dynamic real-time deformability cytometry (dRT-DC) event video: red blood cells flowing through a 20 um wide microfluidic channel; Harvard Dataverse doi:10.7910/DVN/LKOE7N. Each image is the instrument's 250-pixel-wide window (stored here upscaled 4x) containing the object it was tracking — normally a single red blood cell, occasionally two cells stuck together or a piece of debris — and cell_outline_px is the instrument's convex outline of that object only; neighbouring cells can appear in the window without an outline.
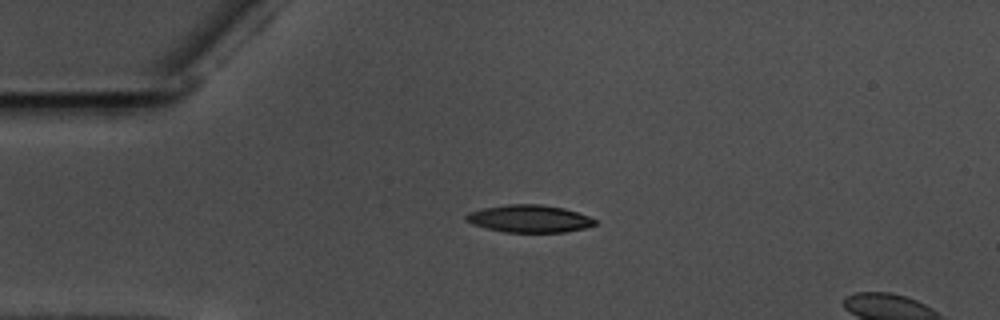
{"species": "common noctule bat (a hibernating species)", "species_latin": "Nyctalus noctula", "temperature_condition": "warm", "stored_images_in_passage": 45, "camera_frame_rate_fps": 3000, "um_per_image_px": 0.085, "animal": {"sex": "male", "body_mass_g": 17.5, "forearm_length_mm": 52.3}, "frame": {"image": 1, "passage_image": 3, "time_ms": 0.667, "image_size_px": [1000, 320], "cell_outline_px": [[596, 224], [584, 228], [564, 232], [504, 232], [472, 224], [464, 220], [464, 216], [468, 212], [484, 208], [508, 204], [540, 204], [564, 208], [588, 216], [596, 220]], "centroid_in_image_um": [44.96, 18.58], "position_along_channel_um": 40.0, "area_um2": 20.52}}
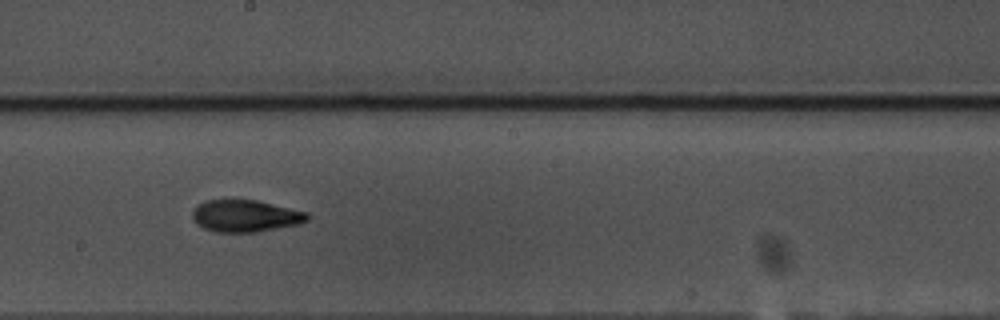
{"frame": {"image": 2, "passage_image": 21, "time_ms": 6.667, "image_size_px": [1000, 320], "cell_outline_px": [[308, 220], [300, 224], [256, 232], [216, 232], [204, 228], [196, 224], [192, 220], [192, 212], [204, 200], [256, 200], [308, 212]], "centroid_in_image_um": [20.86, 18.36], "position_along_channel_um": 227.3, "area_um2": 21.39}}
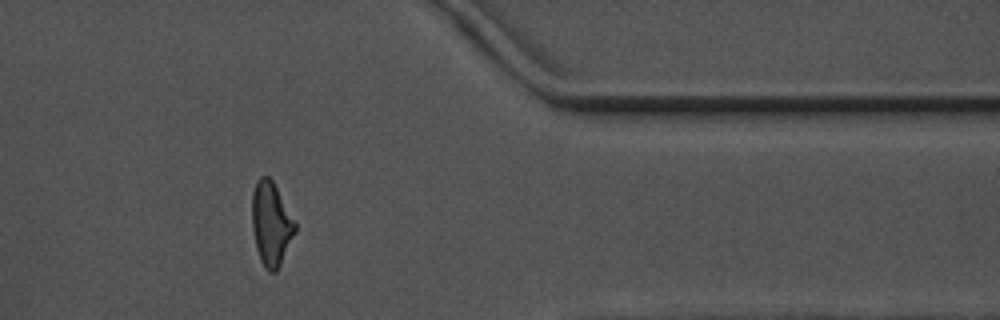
{"frame": {"image": 3, "passage_image": 36, "time_ms": 11.667, "image_size_px": [1000, 320], "cell_outline_px": [[296, 232], [276, 272], [268, 272], [264, 268], [260, 260], [256, 248], [252, 228], [252, 192], [256, 180], [260, 176], [268, 176], [272, 180], [296, 224]], "centroid_in_image_um": [23.02, 19.03], "position_along_channel_um": 388.4, "area_um2": 20.92}, "authors_computed_cell_mechanics": {"area_um2": 20.9236, "velocity_mm_per_s": 3.5958, "shape_relaxation_time_tau1_ms": 5.6413, "shape_relaxation_time_tau2_ms": 4.6446, "deformation_change_tau1": 0.1837, "deformation_change_tau2": 0.1226}}